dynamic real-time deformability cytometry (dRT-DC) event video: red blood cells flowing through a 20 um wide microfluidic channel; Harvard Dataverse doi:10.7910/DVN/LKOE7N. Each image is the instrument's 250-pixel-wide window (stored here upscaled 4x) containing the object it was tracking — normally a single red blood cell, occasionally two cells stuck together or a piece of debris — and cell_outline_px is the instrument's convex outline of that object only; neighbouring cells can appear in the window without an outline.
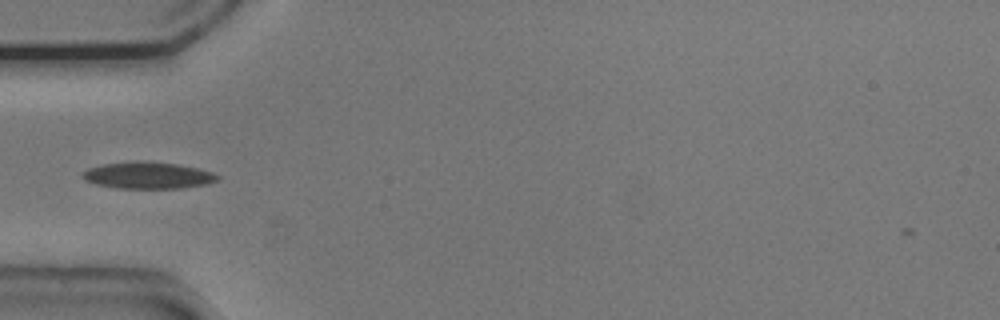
{"species": "common noctule bat (a hibernating species)", "species_latin": "Nyctalus noctula", "temperature_condition": "cold", "stored_images_in_passage": 36, "camera_frame_rate_fps": 3000, "um_per_image_px": 0.085, "animal": {"sex": "male", "body_mass_g": 20.5, "forearm_length_mm": 52.5}, "frame": {"image": 1, "passage_image": 2, "time_ms": 0.333, "image_size_px": [1000, 320], "cell_outline_px": [[220, 180], [208, 184], [180, 188], [116, 188], [96, 184], [84, 180], [80, 176], [88, 168], [104, 164], [136, 160], [176, 164], [196, 168], [212, 172], [220, 176]], "centroid_in_image_um": [12.57, 14.91], "position_along_channel_um": 72.4, "area_um2": 21.04}}
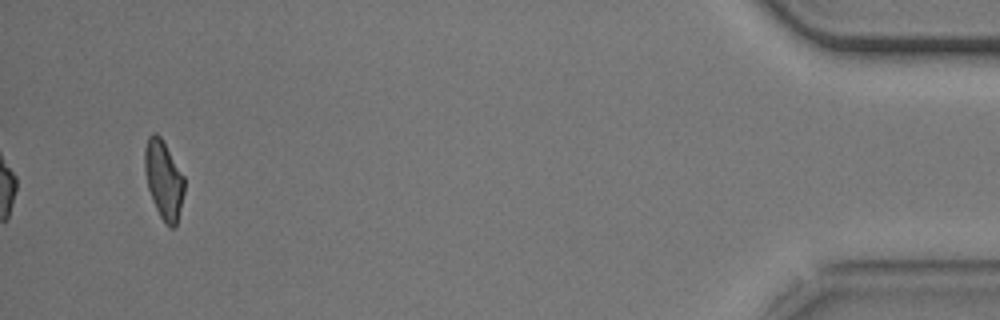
{"frame": {"image": 2, "passage_image": 36, "time_ms": 11.667, "image_size_px": [1000, 320], "cell_outline_px": [[184, 192], [176, 224], [172, 228], [160, 216], [152, 200], [148, 188], [144, 172], [144, 148], [148, 136], [152, 132], [156, 132], [160, 136], [184, 176]], "centroid_in_image_um": [13.88, 15.22], "position_along_channel_um": 421.3, "area_um2": 17.92}, "authors_computed_cell_mechanics": {"area_um2": 19.4786, "velocity_mm_per_s": 3.7626, "shape_relaxation_time_tau1_ms": 3.9558, "shape_relaxation_time_tau2_ms": 3.8239, "deformation_change_tau1": 0.1252, "deformation_change_tau2": 0.1037}}